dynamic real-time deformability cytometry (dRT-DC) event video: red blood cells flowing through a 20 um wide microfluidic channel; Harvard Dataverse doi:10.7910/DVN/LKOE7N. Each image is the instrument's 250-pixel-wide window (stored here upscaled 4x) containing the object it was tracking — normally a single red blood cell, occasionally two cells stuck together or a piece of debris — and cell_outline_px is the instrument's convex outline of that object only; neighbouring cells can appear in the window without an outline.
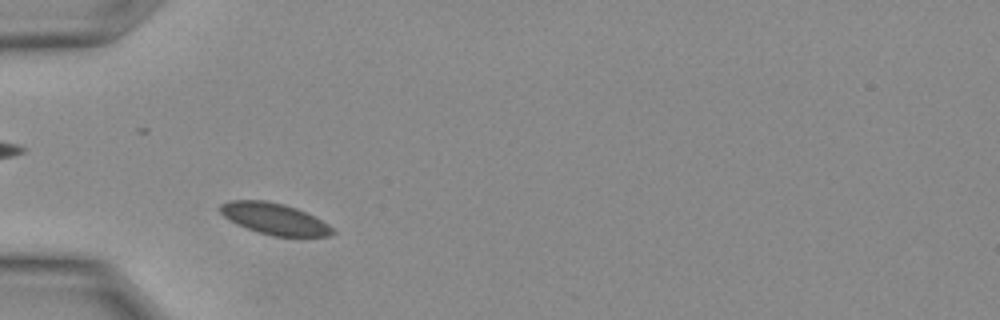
{"species": "Egyptian fruit bat (a non-hibernating species)", "species_latin": "Rousettus aegyptiacus", "temperature_condition": "warm", "stored_images_in_passage": 9, "camera_frame_rate_fps": 3000, "um_per_image_px": 0.085, "animal": {"sex": "female"}, "frame": {"image": 1, "passage_image": 2, "time_ms": 0.333, "image_size_px": [1000, 320], "cell_outline_px": [[336, 232], [332, 236], [272, 236], [236, 224], [224, 216], [220, 212], [220, 204], [228, 200], [264, 200], [284, 204], [296, 208], [328, 224]], "centroid_in_image_um": [23.31, 18.59], "position_along_channel_um": 61.7, "area_um2": 20.29}}
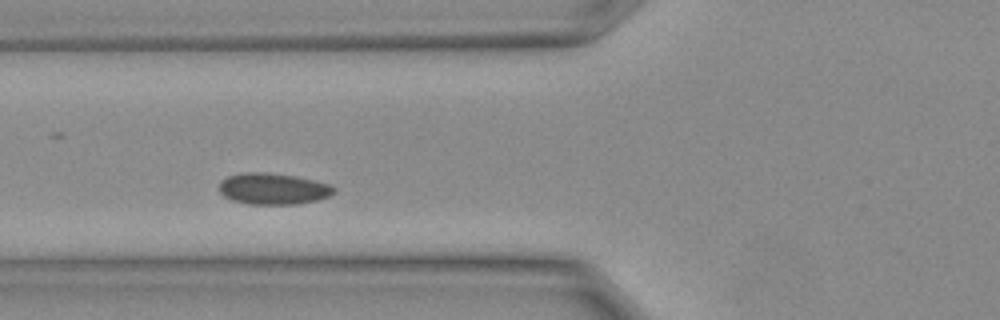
{"frame": {"image": 2, "passage_image": 4, "time_ms": 1.0, "image_size_px": [1000, 320], "cell_outline_px": [[336, 192], [328, 196], [316, 200], [296, 204], [248, 204], [232, 200], [224, 196], [220, 192], [220, 180], [228, 176], [240, 172], [264, 172], [296, 176], [328, 184], [336, 188]], "centroid_in_image_um": [23.19, 16.04], "position_along_channel_um": 102.6, "area_um2": 20.92}}
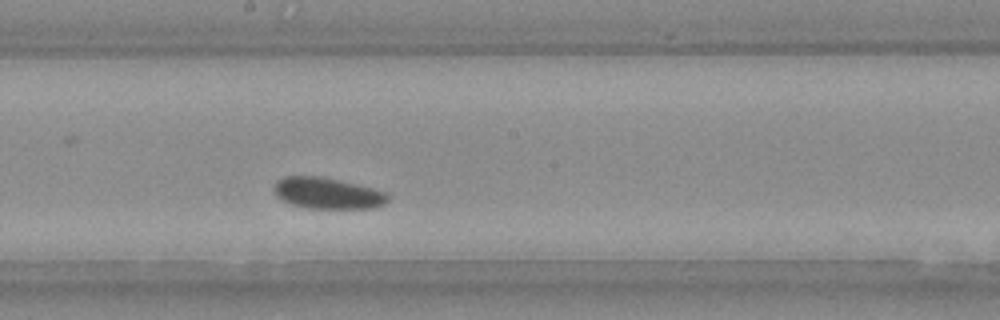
{"frame": {"image": 3, "passage_image": 9, "time_ms": 2.667, "image_size_px": [1000, 320], "cell_outline_px": [[388, 200], [384, 204], [376, 208], [308, 208], [292, 204], [280, 200], [276, 196], [272, 188], [276, 180], [284, 176], [320, 176], [340, 180], [376, 188], [384, 192], [388, 196]], "centroid_in_image_um": [27.81, 16.41], "position_along_channel_um": 220.4, "area_um2": 20.98}}